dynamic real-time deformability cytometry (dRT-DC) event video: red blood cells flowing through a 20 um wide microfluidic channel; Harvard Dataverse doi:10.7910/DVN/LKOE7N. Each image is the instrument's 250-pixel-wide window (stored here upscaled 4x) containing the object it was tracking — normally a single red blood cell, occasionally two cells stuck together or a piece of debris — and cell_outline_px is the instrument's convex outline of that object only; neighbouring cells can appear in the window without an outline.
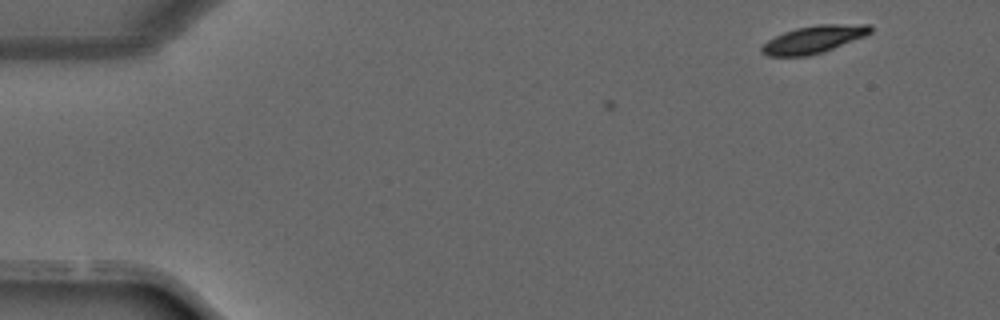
{"species": "common noctule bat (a hibernating species)", "species_latin": "Nyctalus noctula", "temperature_condition": "warm", "stored_images_in_passage": 3, "camera_frame_rate_fps": 3000, "um_per_image_px": 0.085, "animal": {"sex": "male", "forearm_length_mm": 52.5}, "frame": {"image": 1, "passage_image": 3, "time_ms": 0.667, "image_size_px": [1000, 320], "cell_outline_px": [[872, 32], [864, 36], [824, 52], [808, 56], [768, 56], [760, 52], [760, 48], [768, 40], [784, 32], [796, 28], [816, 24], [872, 24]], "centroid_in_image_um": [69.17, 3.34], "position_along_channel_um": 15.8, "area_um2": 17.46}}